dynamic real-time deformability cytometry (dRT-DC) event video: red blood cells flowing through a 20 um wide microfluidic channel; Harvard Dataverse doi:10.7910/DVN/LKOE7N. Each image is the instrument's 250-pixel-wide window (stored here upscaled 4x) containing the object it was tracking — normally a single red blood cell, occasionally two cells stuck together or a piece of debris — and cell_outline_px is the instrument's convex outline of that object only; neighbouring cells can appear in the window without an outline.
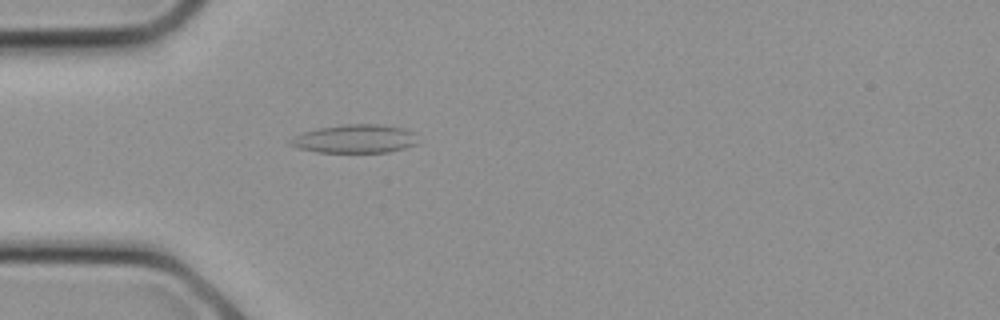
{"species": "common noctule bat (a hibernating species)", "species_latin": "Nyctalus noctula", "temperature_condition": "cold", "stored_images_in_passage": 9, "camera_frame_rate_fps": 3000, "um_per_image_px": 0.085, "animal": {"sex": "female", "body_mass_g": 21.9}, "frame": {"image": 1, "passage_image": 7, "time_ms": 2.0, "image_size_px": [1000, 320], "cell_outline_px": [[416, 144], [404, 148], [388, 152], [316, 152], [300, 148], [288, 144], [288, 140], [292, 136], [304, 132], [320, 128], [344, 124], [380, 124], [404, 128], [416, 132]], "centroid_in_image_um": [30.17, 11.79], "position_along_channel_um": 54.8, "area_um2": 21.21}}
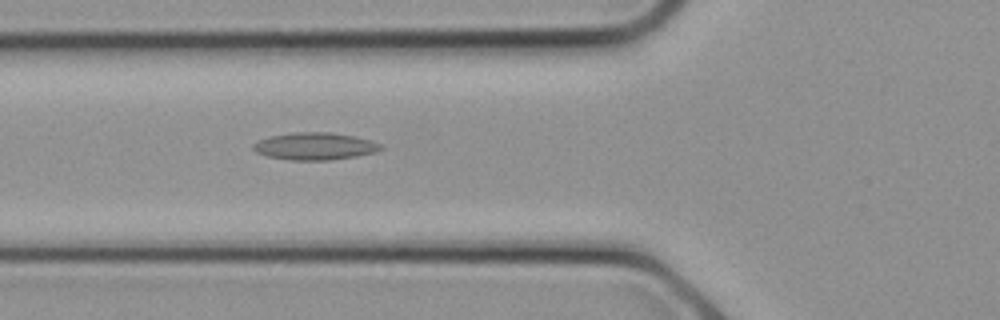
{"frame": {"image": 2, "passage_image": 9, "time_ms": 2.667, "image_size_px": [1000, 320], "cell_outline_px": [[384, 148], [376, 152], [356, 156], [328, 160], [292, 160], [268, 156], [256, 152], [252, 148], [252, 144], [260, 140], [272, 136], [296, 132], [328, 132], [352, 136], [372, 140], [384, 144]], "centroid_in_image_um": [26.81, 12.43], "position_along_channel_um": 99.0, "area_um2": 20.17}}